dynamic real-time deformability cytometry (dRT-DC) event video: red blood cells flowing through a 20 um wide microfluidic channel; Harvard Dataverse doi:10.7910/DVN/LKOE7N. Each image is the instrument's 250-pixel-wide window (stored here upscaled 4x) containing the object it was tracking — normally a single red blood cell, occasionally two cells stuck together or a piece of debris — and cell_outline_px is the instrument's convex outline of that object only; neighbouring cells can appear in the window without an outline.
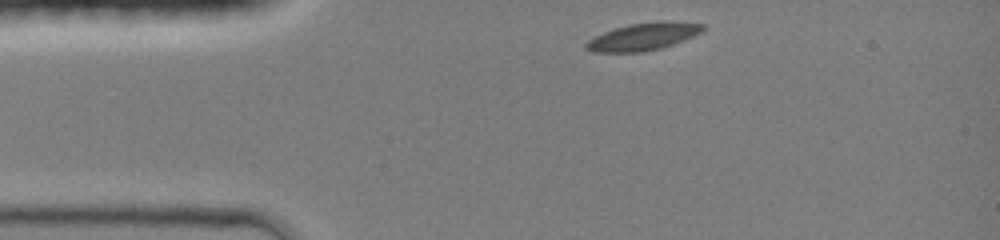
{"species": "common noctule bat (a hibernating species)", "species_latin": "Nyctalus noctula", "temperature_condition": "room temperature", "stored_images_in_passage": 17, "camera_frame_rate_fps": 3000, "um_per_image_px": 0.085, "animal": {"sex": "female", "body_mass_g": 19.0, "forearm_length_mm": 51.5}, "frame": {"image": 1, "passage_image": 1, "time_ms": 0.0, "image_size_px": [1000, 240], "cell_outline_px": [[704, 32], [684, 40], [660, 48], [644, 52], [592, 52], [584, 48], [584, 44], [588, 40], [604, 32], [628, 24], [660, 20], [664, 20], [704, 24]], "centroid_in_image_um": [54.69, 3.1], "position_along_channel_um": 30.3, "area_um2": 18.79}}
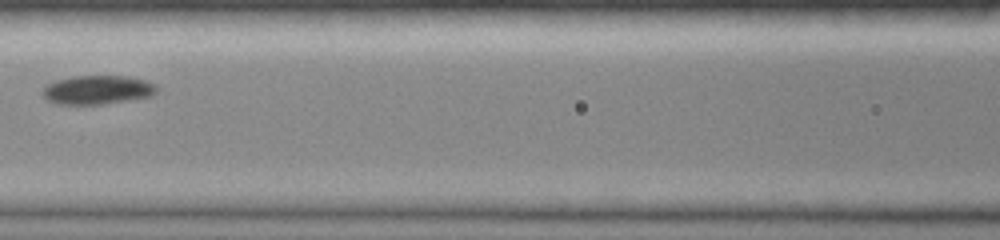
{"frame": {"image": 2, "passage_image": 10, "time_ms": 4.0, "image_size_px": [1000, 240], "cell_outline_px": [[160, 88], [152, 96], [104, 104], [56, 104], [48, 100], [40, 92], [44, 84], [56, 80], [72, 76], [124, 76], [144, 80], [156, 84]], "centroid_in_image_um": [8.26, 7.63], "position_along_channel_um": 158.3, "area_um2": 19.42}}
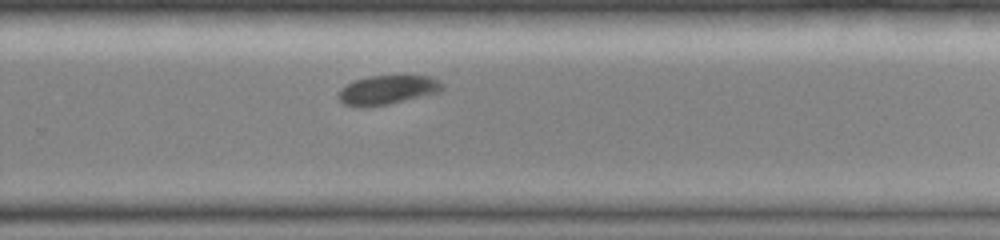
{"frame": {"image": 3, "passage_image": 17, "time_ms": 7.333, "image_size_px": [1000, 240], "cell_outline_px": [[444, 88], [440, 92], [388, 104], [364, 108], [356, 108], [344, 104], [336, 96], [340, 88], [356, 80], [368, 76], [428, 76], [444, 84]], "centroid_in_image_um": [32.88, 7.66], "position_along_channel_um": 296.9, "area_um2": 17.69}}